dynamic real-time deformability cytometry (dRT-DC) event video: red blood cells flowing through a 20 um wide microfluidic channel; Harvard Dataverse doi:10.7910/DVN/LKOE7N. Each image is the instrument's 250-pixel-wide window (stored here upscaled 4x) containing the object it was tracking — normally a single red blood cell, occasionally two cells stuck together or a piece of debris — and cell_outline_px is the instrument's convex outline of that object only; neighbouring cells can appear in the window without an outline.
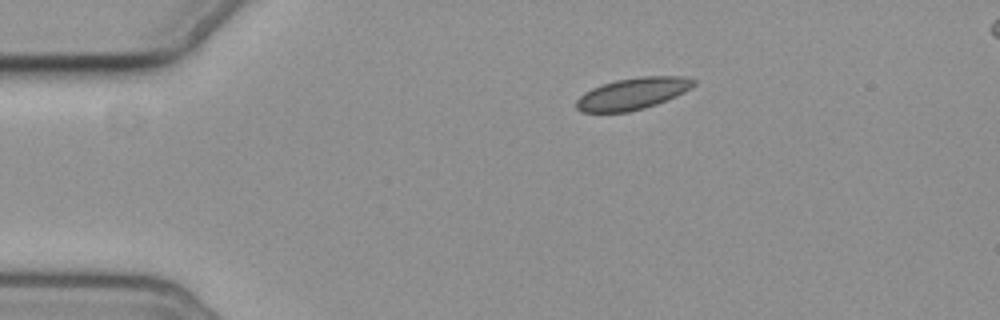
{"species": "common noctule bat (a hibernating species)", "species_latin": "Nyctalus noctula", "temperature_condition": "cold", "stored_images_in_passage": 4, "camera_frame_rate_fps": 3000, "um_per_image_px": 0.085, "animal": {"sex": "female", "body_mass_g": 19.3, "forearm_length_mm": 54.1}, "frame": {"image": 1, "passage_image": 1, "time_ms": 0.0, "image_size_px": [1000, 320], "cell_outline_px": [[696, 84], [692, 88], [676, 96], [656, 104], [644, 108], [628, 112], [580, 112], [576, 108], [576, 100], [584, 92], [600, 84], [616, 80], [640, 76], [688, 76], [696, 80]], "centroid_in_image_um": [53.79, 7.95], "position_along_channel_um": 31.2, "area_um2": 21.91}}
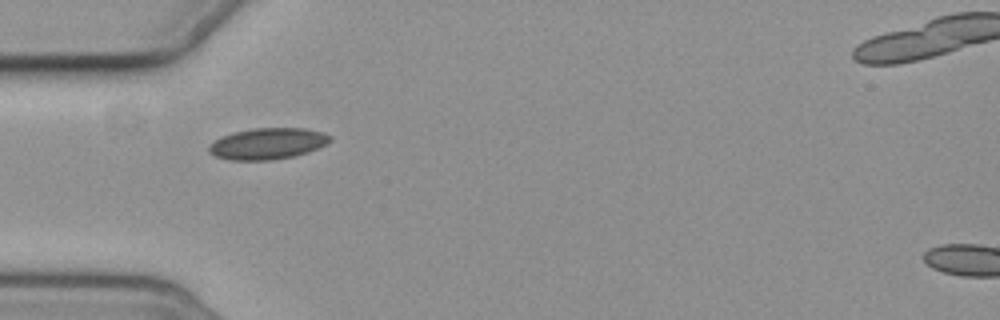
{"frame": {"image": 2, "passage_image": 3, "time_ms": 2.333, "image_size_px": [1000, 320], "cell_outline_px": [[332, 140], [328, 144], [308, 152], [292, 156], [268, 160], [228, 160], [216, 156], [208, 152], [208, 144], [220, 136], [232, 132], [252, 128], [304, 128], [324, 132], [332, 136]], "centroid_in_image_um": [22.74, 12.2], "position_along_channel_um": 62.3, "area_um2": 22.37}}
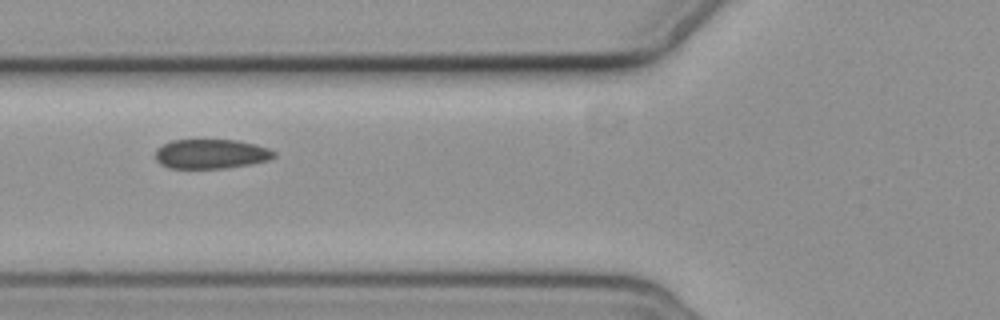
{"frame": {"image": 3, "passage_image": 4, "time_ms": 3.667, "image_size_px": [1000, 320], "cell_outline_px": [[276, 156], [268, 160], [252, 164], [224, 168], [168, 168], [160, 164], [156, 160], [156, 148], [172, 140], [236, 140], [256, 144], [268, 148], [276, 152]], "centroid_in_image_um": [17.95, 13.08], "position_along_channel_um": 107.9, "area_um2": 20.46}}